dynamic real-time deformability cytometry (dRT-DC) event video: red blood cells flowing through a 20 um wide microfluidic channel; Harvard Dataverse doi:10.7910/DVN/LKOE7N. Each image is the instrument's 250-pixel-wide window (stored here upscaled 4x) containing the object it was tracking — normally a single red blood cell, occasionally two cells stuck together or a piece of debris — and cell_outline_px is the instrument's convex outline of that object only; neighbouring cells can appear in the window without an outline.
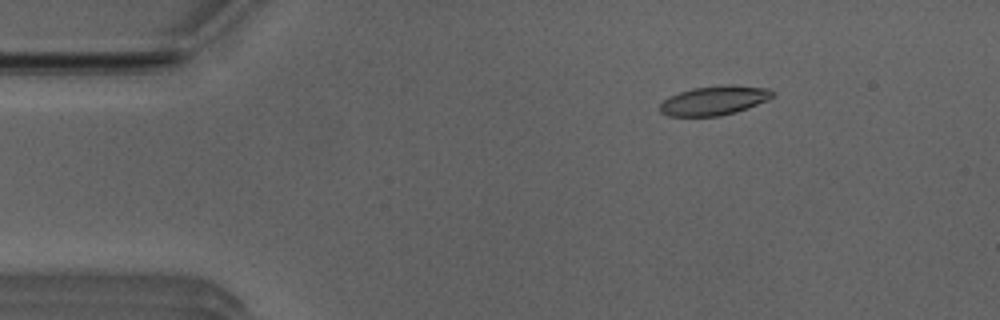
{"species": "Egyptian fruit bat (a non-hibernating species)", "species_latin": "Rousettus aegyptiacus", "temperature_condition": "room temperature", "stored_images_in_passage": 46, "camera_frame_rate_fps": 3000, "um_per_image_px": 0.085, "animal": {"sex": "male"}, "frame": {"image": 1, "passage_image": 2, "time_ms": 0.333, "image_size_px": [1000, 320], "cell_outline_px": [[776, 92], [768, 100], [736, 112], [720, 116], [668, 116], [660, 112], [660, 104], [668, 96], [692, 88], [728, 84], [732, 84], [768, 88]], "centroid_in_image_um": [60.72, 8.53], "position_along_channel_um": 24.3, "area_um2": 19.31}}
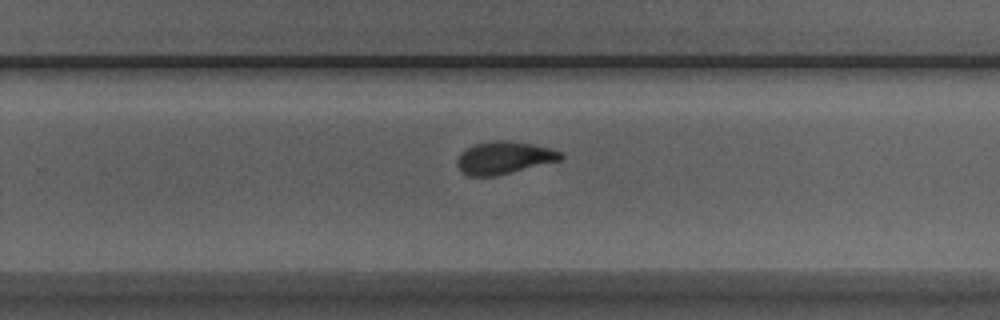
{"frame": {"image": 2, "passage_image": 27, "time_ms": 8.667, "image_size_px": [1000, 320], "cell_outline_px": [[564, 156], [560, 160], [496, 176], [468, 176], [456, 164], [456, 160], [460, 152], [464, 148], [476, 144], [496, 140], [504, 140], [532, 144], [548, 148], [560, 152]], "centroid_in_image_um": [42.8, 13.41], "position_along_channel_um": 287.0, "area_um2": 19.42}}
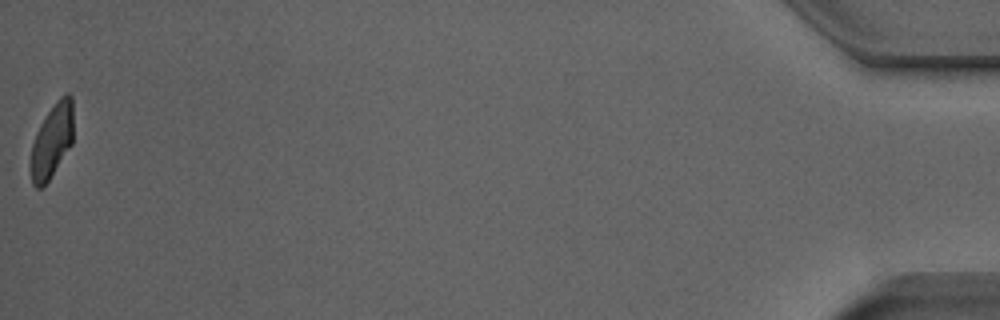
{"frame": {"image": 3, "passage_image": 46, "time_ms": 15.0, "image_size_px": [1000, 320], "cell_outline_px": [[72, 144], [44, 188], [36, 188], [32, 184], [32, 144], [36, 132], [40, 124], [56, 100], [64, 92], [68, 92], [72, 96]], "centroid_in_image_um": [4.43, 11.95], "position_along_channel_um": 430.8, "area_um2": 18.26}, "authors_computed_cell_mechanics": {"area_um2": 19.6231, "velocity_mm_per_s": 3.9432, "shape_relaxation_time_tau1_ms": 4.1439, "shape_relaxation_time_tau2_ms": 1.4742, "deformation_change_tau1": 0.1464, "deformation_change_tau2": 0.075}}